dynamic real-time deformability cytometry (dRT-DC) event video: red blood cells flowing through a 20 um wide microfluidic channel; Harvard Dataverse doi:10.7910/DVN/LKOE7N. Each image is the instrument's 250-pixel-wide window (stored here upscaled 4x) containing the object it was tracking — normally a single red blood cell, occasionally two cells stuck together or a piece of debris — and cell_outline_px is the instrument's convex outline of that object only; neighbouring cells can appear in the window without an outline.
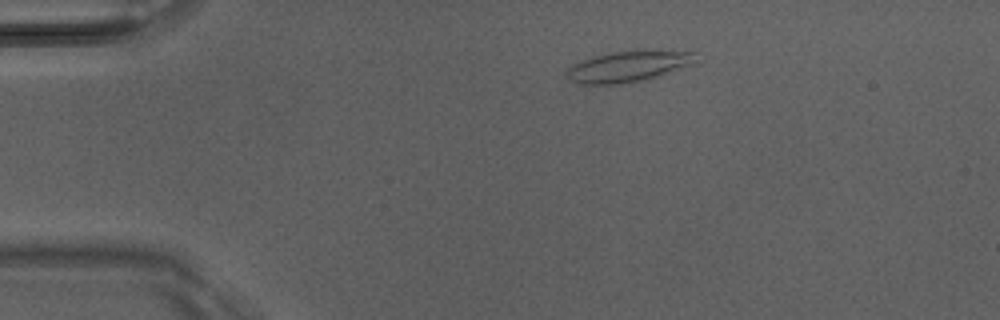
{"species": "Egyptian fruit bat (a non-hibernating species)", "species_latin": "Rousettus aegyptiacus", "temperature_condition": "room temperature", "stored_images_in_passage": 2, "camera_frame_rate_fps": 3000, "um_per_image_px": 0.085, "animal": {"sex": "male"}, "frame": {"image": 1, "passage_image": 2, "time_ms": 0.333, "image_size_px": [1000, 320], "cell_outline_px": [[696, 60], [688, 64], [656, 76], [620, 84], [576, 84], [568, 80], [564, 72], [572, 64], [580, 60], [612, 52], [636, 48], [644, 48], [696, 52]], "centroid_in_image_um": [53.32, 5.6], "position_along_channel_um": 31.7, "area_um2": 23.52}}